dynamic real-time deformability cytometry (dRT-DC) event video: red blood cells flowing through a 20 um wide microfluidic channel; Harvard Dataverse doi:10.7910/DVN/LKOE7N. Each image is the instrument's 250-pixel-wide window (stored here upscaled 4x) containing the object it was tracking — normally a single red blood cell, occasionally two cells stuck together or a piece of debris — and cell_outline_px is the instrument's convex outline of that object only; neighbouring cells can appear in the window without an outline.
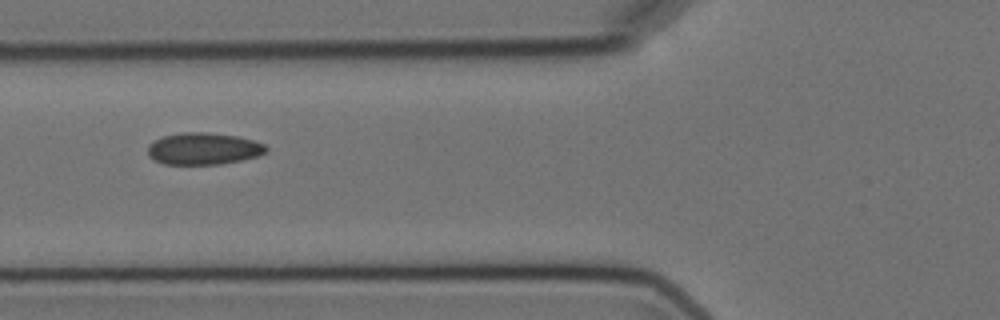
{"species": "Egyptian fruit bat (a non-hibernating species)", "species_latin": "Rousettus aegyptiacus", "temperature_condition": "cold", "stored_images_in_passage": 4, "camera_frame_rate_fps": 3000, "um_per_image_px": 0.085, "animal": {"sex": "female"}, "frame": {"image": 1, "passage_image": 3, "time_ms": 2.0, "image_size_px": [1000, 320], "cell_outline_px": [[268, 152], [256, 156], [240, 160], [220, 164], [164, 164], [148, 156], [148, 144], [164, 136], [184, 132], [208, 132], [240, 136], [264, 144], [268, 148]], "centroid_in_image_um": [17.31, 12.63], "position_along_channel_um": 108.5, "area_um2": 21.96}}
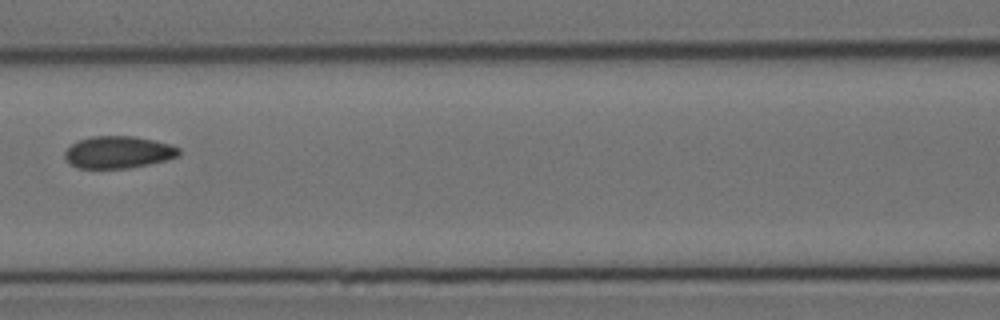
{"frame": {"image": 2, "passage_image": 4, "time_ms": 3.333, "image_size_px": [1000, 320], "cell_outline_px": [[180, 156], [148, 164], [128, 168], [76, 168], [64, 156], [64, 152], [72, 144], [80, 140], [92, 136], [132, 136], [152, 140], [168, 144], [180, 148]], "centroid_in_image_um": [10.05, 12.94], "position_along_channel_um": 156.5, "area_um2": 21.1}}